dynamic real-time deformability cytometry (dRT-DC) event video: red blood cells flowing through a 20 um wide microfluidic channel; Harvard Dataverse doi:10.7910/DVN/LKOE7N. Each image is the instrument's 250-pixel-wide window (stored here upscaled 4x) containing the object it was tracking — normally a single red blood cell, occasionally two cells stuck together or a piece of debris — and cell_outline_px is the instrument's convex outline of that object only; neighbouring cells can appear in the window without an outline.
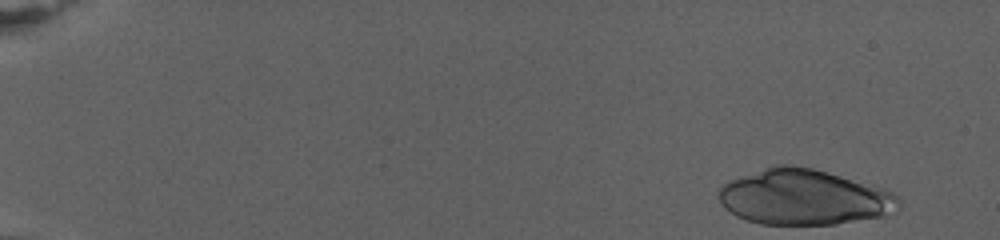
{"species": "human", "species_latin": "Homo sapiens", "temperature_condition": "warm", "stored_images_in_passage": 29, "camera_frame_rate_fps": 3000, "um_per_image_px": 0.085, "donor": {"sex": "female"}, "frame": {"image": 1, "passage_image": 1, "time_ms": 0.0, "image_size_px": [1000, 240], "cell_outline_px": [[900, 208], [884, 216], [836, 224], [760, 224], [736, 216], [724, 208], [716, 196], [720, 188], [728, 180], [780, 164], [788, 164], [812, 168], [884, 188], [892, 192], [900, 200]], "centroid_in_image_um": [68.33, 16.77], "position_along_channel_um": 16.7, "area_um2": 58.03}}
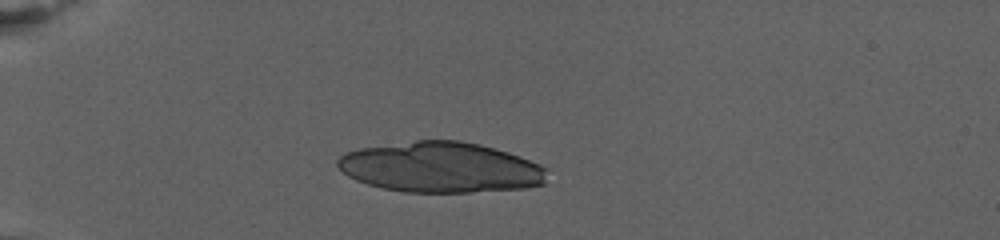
{"frame": {"image": 2, "passage_image": 13, "time_ms": 5.667, "image_size_px": [1000, 240], "cell_outline_px": [[548, 168], [544, 184], [528, 188], [472, 192], [404, 192], [384, 188], [368, 184], [356, 180], [348, 176], [336, 164], [336, 160], [344, 152], [360, 148], [416, 140], [460, 140], [480, 144], [508, 152], [540, 164]], "centroid_in_image_um": [37.47, 14.22], "position_along_channel_um": 47.5, "area_um2": 61.85}}